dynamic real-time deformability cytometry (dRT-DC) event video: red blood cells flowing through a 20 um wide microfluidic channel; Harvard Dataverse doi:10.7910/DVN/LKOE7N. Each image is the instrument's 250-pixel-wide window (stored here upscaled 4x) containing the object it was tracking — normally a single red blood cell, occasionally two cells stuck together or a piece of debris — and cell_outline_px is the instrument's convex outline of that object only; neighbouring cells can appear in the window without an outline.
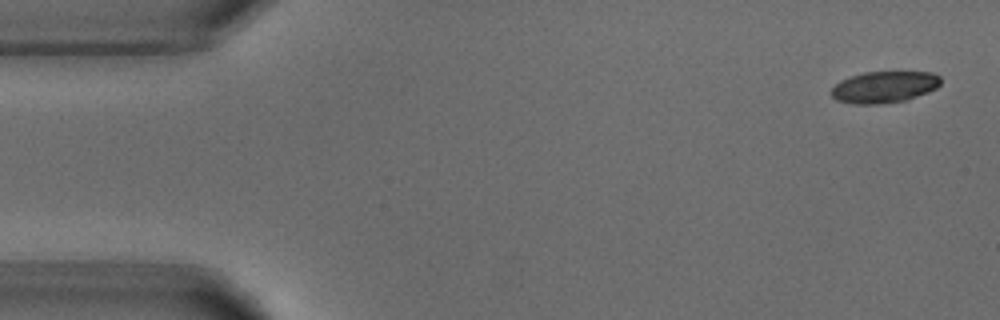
{"species": "common noctule bat (a hibernating species)", "species_latin": "Nyctalus noctula", "temperature_condition": "warm", "stored_images_in_passage": 5, "camera_frame_rate_fps": 3000, "um_per_image_px": 0.085, "animal": {"sex": "male", "body_mass_g": 18.8}, "frame": {"image": 1, "passage_image": 1, "time_ms": 0.0, "image_size_px": [1000, 320], "cell_outline_px": [[940, 84], [936, 88], [928, 92], [904, 100], [876, 104], [856, 104], [836, 100], [828, 92], [840, 80], [864, 72], [932, 72], [940, 76]], "centroid_in_image_um": [75.13, 7.39], "position_along_channel_um": 9.9, "area_um2": 20.0}}
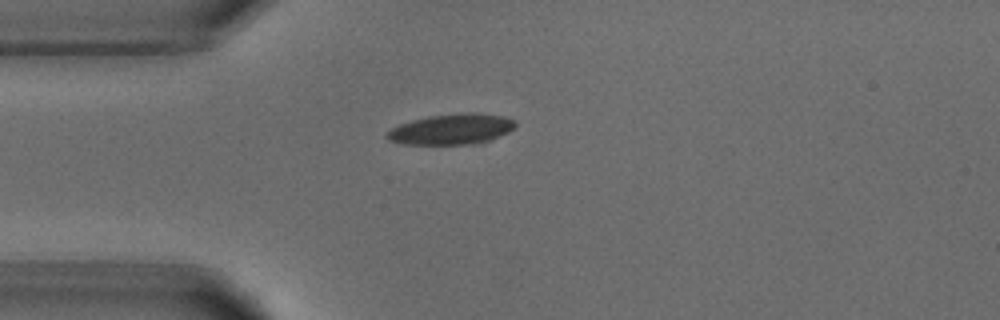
{"frame": {"image": 2, "passage_image": 4, "time_ms": 3.667, "image_size_px": [1000, 320], "cell_outline_px": [[516, 124], [508, 132], [488, 140], [476, 144], [400, 144], [388, 140], [384, 136], [392, 128], [400, 124], [412, 120], [428, 116], [464, 112], [480, 112], [504, 116], [516, 120]], "centroid_in_image_um": [38.37, 10.97], "position_along_channel_um": 46.6, "area_um2": 23.0}}